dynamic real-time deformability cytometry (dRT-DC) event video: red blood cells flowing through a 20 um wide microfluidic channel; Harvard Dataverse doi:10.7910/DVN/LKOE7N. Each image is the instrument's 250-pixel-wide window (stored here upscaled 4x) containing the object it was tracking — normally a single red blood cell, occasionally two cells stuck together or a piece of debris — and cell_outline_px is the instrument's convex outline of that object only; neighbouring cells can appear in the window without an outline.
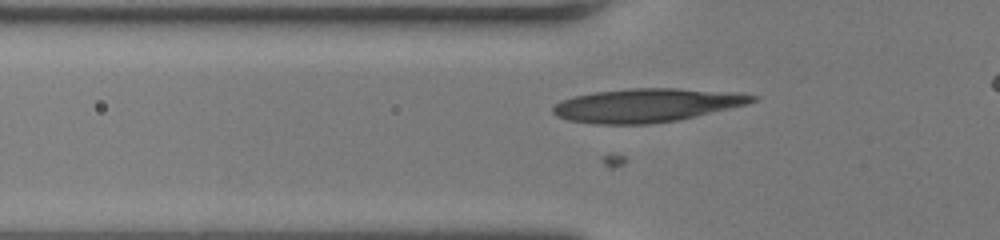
{"species": "human", "species_latin": "Homo sapiens", "temperature_condition": "room temperature", "stored_images_in_passage": 41, "camera_frame_rate_fps": 3000, "um_per_image_px": 0.085, "donor": {"sex": "female"}, "frame": {"image": 1, "passage_image": 12, "time_ms": 3.667, "image_size_px": [1000, 240], "cell_outline_px": [[760, 100], [748, 104], [680, 120], [648, 124], [592, 124], [568, 120], [556, 116], [552, 112], [552, 108], [560, 100], [572, 96], [592, 92], [632, 88], [676, 88], [740, 92], [760, 96]], "centroid_in_image_um": [55.01, 8.94], "position_along_channel_um": 70.8, "area_um2": 39.65}}
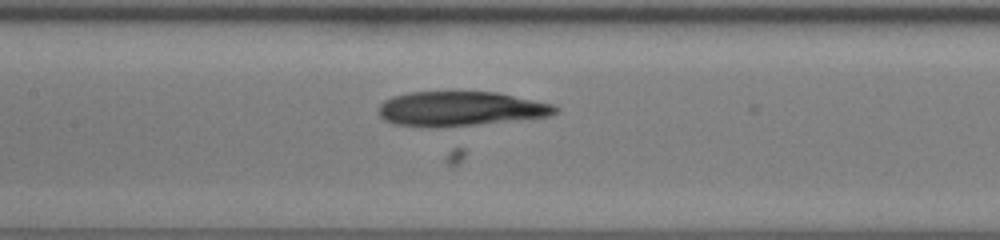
{"frame": {"image": 2, "passage_image": 19, "time_ms": 6.0, "image_size_px": [1000, 240], "cell_outline_px": [[560, 112], [548, 116], [476, 124], [436, 128], [432, 128], [396, 124], [384, 120], [380, 116], [376, 108], [384, 100], [392, 96], [408, 92], [496, 92], [552, 104], [560, 108]], "centroid_in_image_um": [39.07, 9.24], "position_along_channel_um": 168.3, "area_um2": 35.6}}
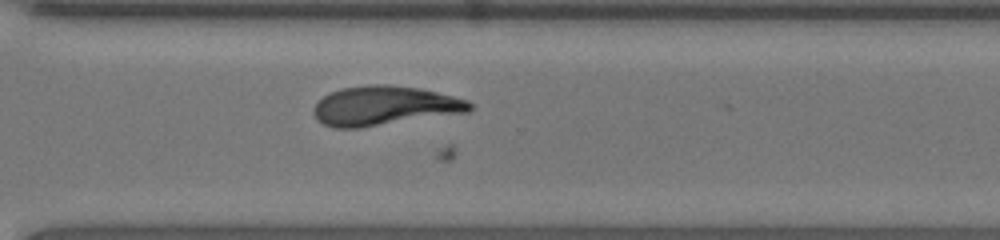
{"frame": {"image": 3, "passage_image": 31, "time_ms": 10.0, "image_size_px": [1000, 240], "cell_outline_px": [[472, 108], [468, 112], [360, 128], [332, 128], [316, 120], [312, 112], [312, 108], [328, 92], [344, 88], [372, 84], [388, 84], [420, 88], [468, 100], [472, 104]], "centroid_in_image_um": [32.64, 9.0], "position_along_channel_um": 338.0, "area_um2": 35.89}}